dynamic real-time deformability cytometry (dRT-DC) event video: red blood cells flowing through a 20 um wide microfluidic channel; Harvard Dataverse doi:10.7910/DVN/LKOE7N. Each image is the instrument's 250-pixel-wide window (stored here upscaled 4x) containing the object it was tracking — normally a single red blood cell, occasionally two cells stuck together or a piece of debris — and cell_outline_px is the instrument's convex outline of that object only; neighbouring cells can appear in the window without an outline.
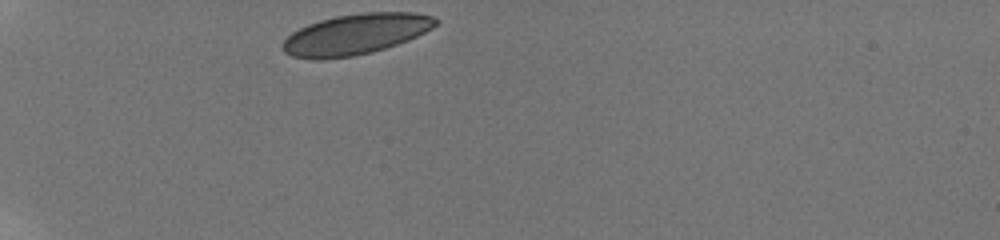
{"species": "human", "species_latin": "Homo sapiens", "temperature_condition": "room temperature", "stored_images_in_passage": 19, "camera_frame_rate_fps": 3000, "um_per_image_px": 0.085, "donor": {"sex": "male"}, "frame": {"image": 1, "passage_image": 1, "time_ms": 0.0, "image_size_px": [1000, 240], "cell_outline_px": [[436, 24], [432, 28], [408, 40], [372, 52], [352, 56], [292, 56], [284, 52], [280, 48], [280, 44], [292, 32], [308, 24], [320, 20], [336, 16], [360, 12], [416, 12], [432, 16], [436, 20]], "centroid_in_image_um": [30.26, 2.86], "position_along_channel_um": 54.7, "area_um2": 35.32}}
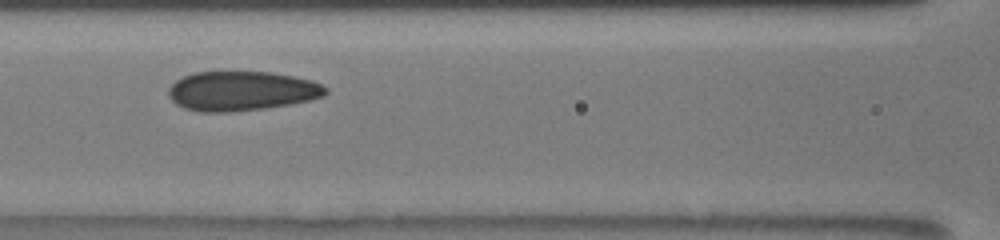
{"frame": {"image": 2, "passage_image": 11, "time_ms": 3.333, "image_size_px": [1000, 240], "cell_outline_px": [[328, 92], [324, 96], [292, 104], [264, 108], [232, 112], [200, 112], [184, 108], [176, 104], [168, 96], [168, 88], [176, 80], [192, 72], [268, 72], [292, 76], [312, 80], [328, 88]], "centroid_in_image_um": [20.52, 7.74], "position_along_channel_um": 146.1, "area_um2": 36.24}}
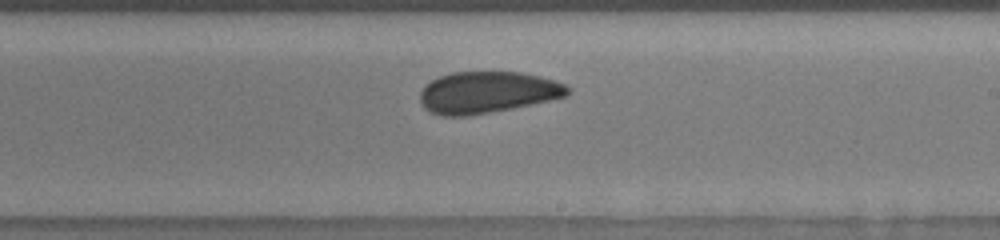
{"frame": {"image": 3, "passage_image": 18, "time_ms": 6.0, "image_size_px": [1000, 240], "cell_outline_px": [[572, 92], [564, 96], [548, 100], [512, 108], [468, 116], [444, 116], [432, 112], [424, 108], [420, 100], [420, 92], [424, 84], [440, 76], [452, 72], [520, 72], [540, 76], [556, 80], [572, 88]], "centroid_in_image_um": [41.42, 7.84], "position_along_channel_um": 247.6, "area_um2": 35.78}}